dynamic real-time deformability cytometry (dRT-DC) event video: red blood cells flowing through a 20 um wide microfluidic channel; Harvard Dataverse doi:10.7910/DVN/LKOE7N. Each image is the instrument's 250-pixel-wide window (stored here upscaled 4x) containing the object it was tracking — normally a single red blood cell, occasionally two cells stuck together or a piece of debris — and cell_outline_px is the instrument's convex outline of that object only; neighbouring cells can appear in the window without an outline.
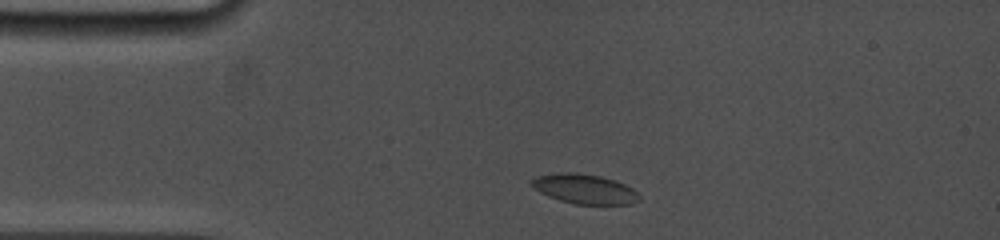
{"species": "common noctule bat (a hibernating species)", "species_latin": "Nyctalus noctula", "temperature_condition": "cold", "stored_images_in_passage": 28, "camera_frame_rate_fps": 5000, "um_per_image_px": 0.085, "animal": {"sex": "female", "body_mass_g": 19.0, "forearm_length_mm": 53.3}, "frame": {"image": 1, "passage_image": 2, "time_ms": 0.6, "image_size_px": [1000, 240], "cell_outline_px": [[640, 200], [632, 204], [576, 204], [560, 200], [548, 196], [540, 192], [528, 184], [528, 180], [536, 176], [560, 172], [576, 172], [600, 176], [624, 184], [632, 188], [640, 196]], "centroid_in_image_um": [49.64, 16.05], "position_along_channel_um": 35.4, "area_um2": 18.67}}
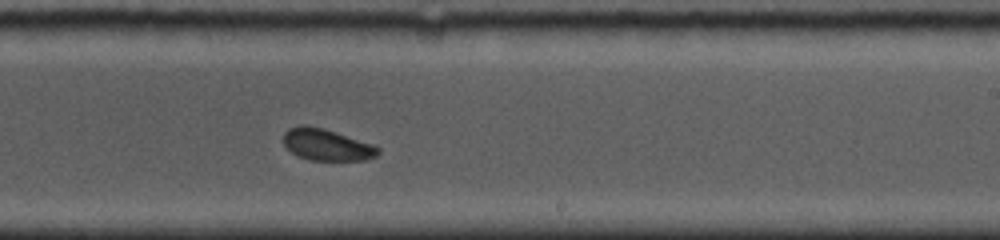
{"frame": {"image": 2, "passage_image": 17, "time_ms": 7.4, "image_size_px": [1000, 240], "cell_outline_px": [[380, 152], [376, 156], [364, 160], [308, 160], [292, 152], [284, 144], [284, 132], [288, 128], [300, 124], [308, 124], [324, 128], [372, 144], [380, 148]], "centroid_in_image_um": [27.76, 12.28], "position_along_channel_um": 261.2, "area_um2": 17.46}}
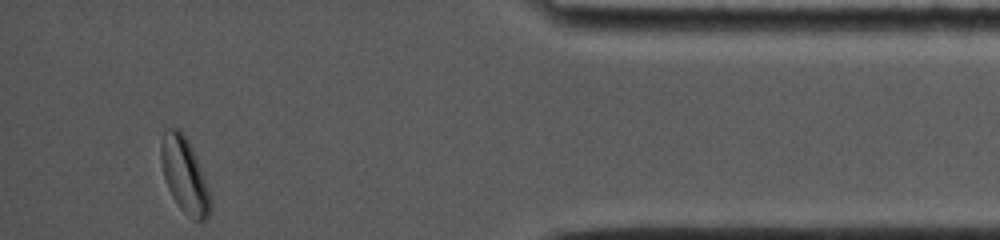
{"frame": {"image": 3, "passage_image": 28, "time_ms": 12.4, "image_size_px": [1000, 240], "cell_outline_px": [[212, 212], [204, 220], [196, 220], [184, 212], [180, 208], [172, 196], [168, 188], [164, 176], [160, 160], [160, 144], [164, 128], [180, 128], [184, 132], [192, 148], [208, 188], [212, 200]], "centroid_in_image_um": [15.67, 14.85], "position_along_channel_um": 419.5, "area_um2": 21.73}, "authors_computed_cell_mechanics": {"area_um2": 18.6694, "velocity_mm_per_s": 3.8029, "shape_relaxation_time_tau1_ms": 2.0317, "shape_relaxation_time_tau2_ms": 3.722, "deformation_change_tau1": 0.0542, "deformation_change_tau2": 0.0753}}